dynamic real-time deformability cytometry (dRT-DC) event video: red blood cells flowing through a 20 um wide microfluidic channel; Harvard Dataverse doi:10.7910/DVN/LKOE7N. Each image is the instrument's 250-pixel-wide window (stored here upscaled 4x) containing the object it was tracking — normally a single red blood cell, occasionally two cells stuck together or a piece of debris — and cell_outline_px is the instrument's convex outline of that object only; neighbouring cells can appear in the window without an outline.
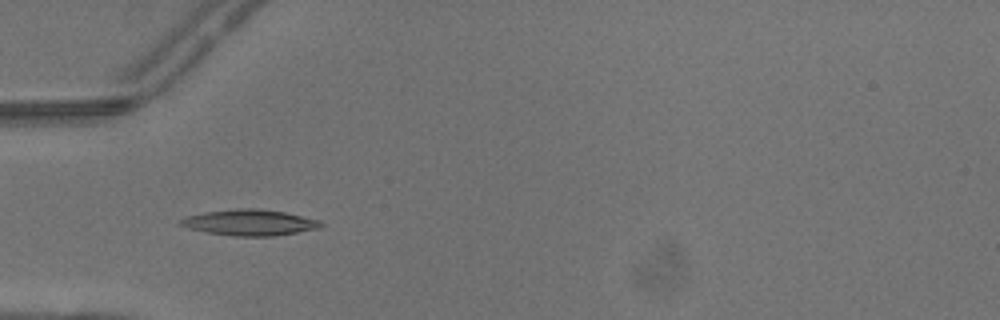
{"species": "common noctule bat (a hibernating species)", "species_latin": "Nyctalus noctula", "temperature_condition": "warm", "stored_images_in_passage": 4, "camera_frame_rate_fps": 3000, "um_per_image_px": 0.085, "animal": {"sex": "male", "body_mass_g": 13.3}, "frame": {"image": 1, "passage_image": 4, "time_ms": 1.0, "image_size_px": [1000, 320], "cell_outline_px": [[324, 224], [320, 228], [272, 236], [232, 236], [208, 232], [188, 228], [180, 224], [180, 220], [188, 216], [204, 212], [236, 208], [252, 208], [284, 212], [320, 220]], "centroid_in_image_um": [21.24, 18.91], "position_along_channel_um": 63.8, "area_um2": 20.98}}